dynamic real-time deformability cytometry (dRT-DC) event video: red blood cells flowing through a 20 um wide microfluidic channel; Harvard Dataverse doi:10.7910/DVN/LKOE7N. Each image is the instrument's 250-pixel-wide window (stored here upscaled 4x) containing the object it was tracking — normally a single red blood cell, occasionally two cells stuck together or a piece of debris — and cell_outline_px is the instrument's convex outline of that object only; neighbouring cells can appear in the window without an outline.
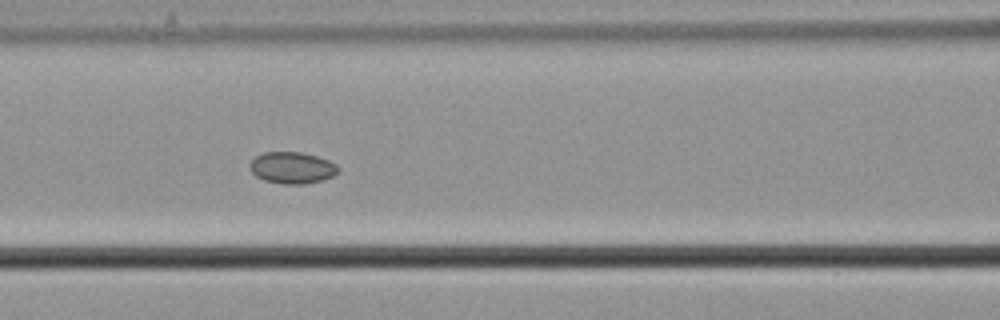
{"species": "common noctule bat (a hibernating species)", "species_latin": "Nyctalus noctula", "temperature_condition": "cold", "stored_images_in_passage": 11, "camera_frame_rate_fps": 3000, "um_per_image_px": 0.085, "animal": {"sex": "male", "body_mass_g": 21.5, "forearm_length_mm": 52.0}, "frame": {"image": 1, "passage_image": 7, "time_ms": 2.0, "image_size_px": [1000, 320], "cell_outline_px": [[340, 172], [332, 176], [320, 180], [304, 184], [284, 184], [264, 180], [256, 176], [252, 172], [248, 164], [256, 156], [264, 152], [300, 152], [316, 156], [328, 160], [336, 164], [340, 168]], "centroid_in_image_um": [24.83, 14.25], "position_along_channel_um": 141.8, "area_um2": 16.24}}
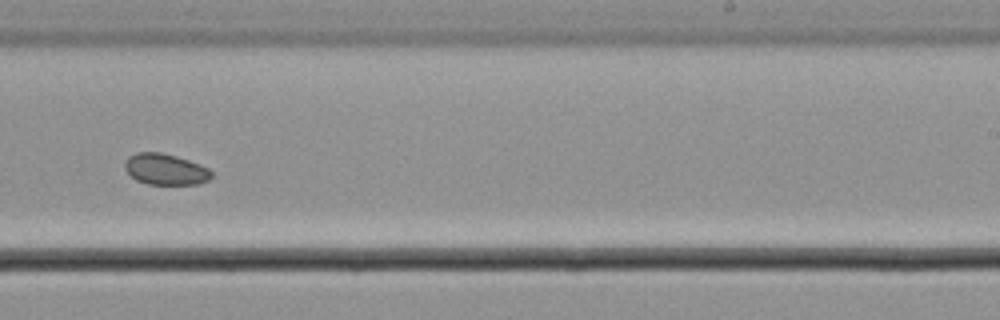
{"frame": {"image": 2, "passage_image": 10, "time_ms": 3.0, "image_size_px": [1000, 320], "cell_outline_px": [[212, 176], [208, 180], [200, 184], [148, 184], [136, 180], [124, 168], [124, 164], [128, 156], [136, 152], [160, 152], [176, 156], [200, 164], [208, 168], [212, 172]], "centroid_in_image_um": [14.06, 14.38], "position_along_channel_um": 274.9, "area_um2": 15.72}}
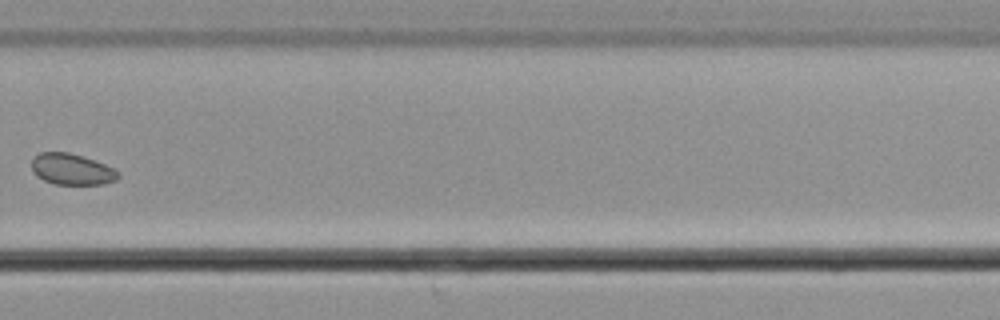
{"frame": {"image": 3, "passage_image": 11, "time_ms": 3.333, "image_size_px": [1000, 320], "cell_outline_px": [[120, 176], [116, 180], [104, 184], [52, 184], [44, 180], [32, 172], [32, 156], [40, 152], [68, 152], [104, 164], [120, 172]], "centroid_in_image_um": [6.07, 14.39], "position_along_channel_um": 323.7, "area_um2": 15.66}}